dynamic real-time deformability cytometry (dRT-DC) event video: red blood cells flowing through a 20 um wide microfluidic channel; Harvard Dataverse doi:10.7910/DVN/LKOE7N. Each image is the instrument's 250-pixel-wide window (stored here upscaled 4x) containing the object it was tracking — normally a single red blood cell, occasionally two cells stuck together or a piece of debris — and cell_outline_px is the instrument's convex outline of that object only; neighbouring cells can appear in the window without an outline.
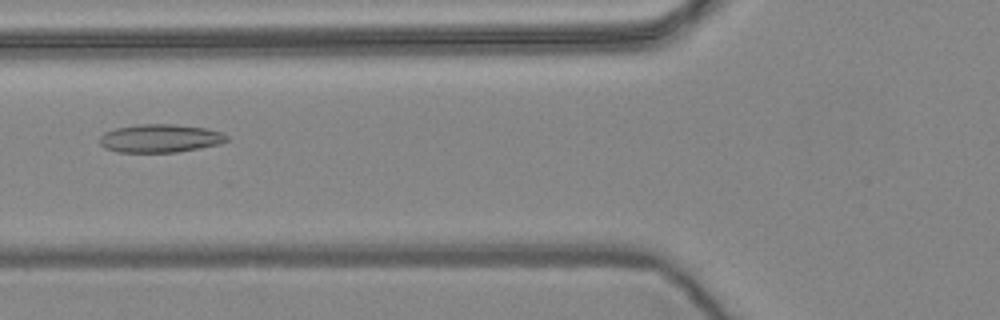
{"species": "common noctule bat (a hibernating species)", "species_latin": "Nyctalus noctula", "temperature_condition": "warm", "stored_images_in_passage": 57, "camera_frame_rate_fps": 3000, "um_per_image_px": 0.085, "animal": {"sex": "female", "body_mass_g": 24.6, "forearm_length_mm": 56.2}, "frame": {"image": 1, "passage_image": 22, "time_ms": 7.0, "image_size_px": [1000, 320], "cell_outline_px": [[228, 140], [220, 144], [200, 148], [176, 152], [116, 152], [104, 148], [100, 144], [100, 136], [104, 132], [116, 128], [140, 124], [176, 124], [204, 128], [220, 132], [228, 136]], "centroid_in_image_um": [13.59, 11.76], "position_along_channel_um": 112.2, "area_um2": 20.92}}
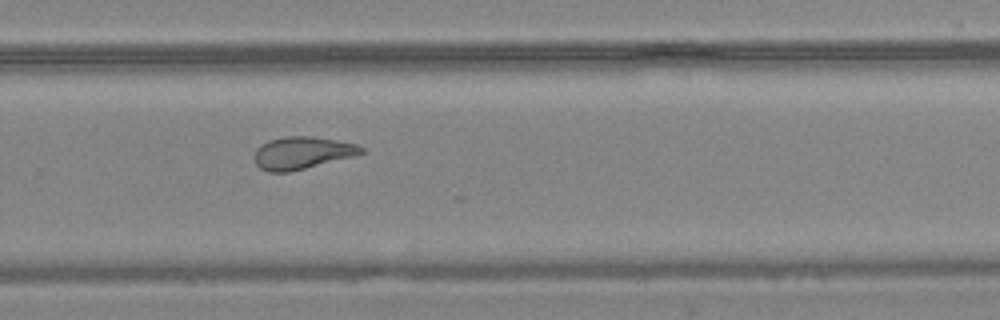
{"frame": {"image": 2, "passage_image": 38, "time_ms": 12.333, "image_size_px": [1000, 320], "cell_outline_px": [[364, 152], [356, 156], [288, 172], [268, 172], [260, 168], [256, 164], [256, 148], [260, 144], [268, 140], [284, 136], [312, 136], [336, 140], [356, 144], [364, 148]], "centroid_in_image_um": [25.69, 12.99], "position_along_channel_um": 304.1, "area_um2": 20.17}}
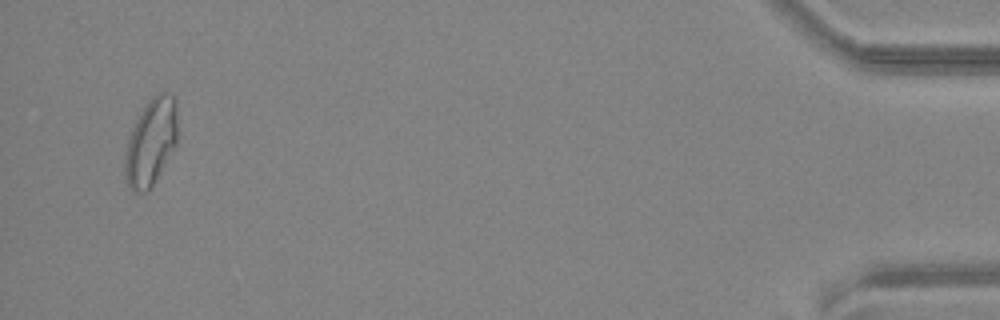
{"frame": {"image": 3, "passage_image": 55, "time_ms": 18.0, "image_size_px": [1000, 320], "cell_outline_px": [[176, 144], [148, 192], [132, 192], [124, 176], [124, 160], [128, 136], [136, 116], [148, 100], [152, 96], [160, 92], [172, 92], [176, 100]], "centroid_in_image_um": [12.79, 12.04], "position_along_channel_um": 422.4, "area_um2": 26.88}, "authors_computed_cell_mechanics": {"area_um2": 22.1952, "velocity_mm_per_s": 3.6077, "shape_relaxation_time_tau1_ms": null, "shape_relaxation_time_tau2_ms": 2.6569, "deformation_change_tau1": null, "deformation_change_tau2": 0.09}}